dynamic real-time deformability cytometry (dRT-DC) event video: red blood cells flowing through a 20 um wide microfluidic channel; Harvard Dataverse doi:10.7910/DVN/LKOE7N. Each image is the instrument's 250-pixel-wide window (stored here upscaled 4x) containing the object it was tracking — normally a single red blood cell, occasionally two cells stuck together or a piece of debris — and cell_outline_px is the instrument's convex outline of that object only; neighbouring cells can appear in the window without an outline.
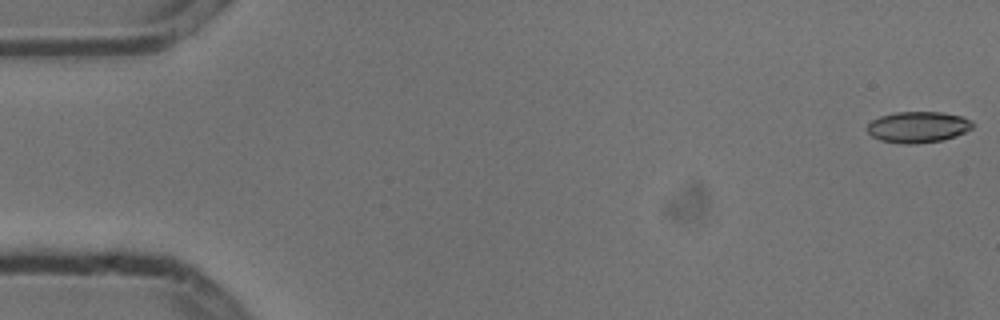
{"species": "common noctule bat (a hibernating species)", "species_latin": "Nyctalus noctula", "temperature_condition": "cold", "stored_images_in_passage": 7, "camera_frame_rate_fps": 3000, "um_per_image_px": 0.085, "animal": {"sex": "male", "body_mass_g": 13.3}, "frame": {"image": 1, "passage_image": 1, "time_ms": 0.0, "image_size_px": [1000, 320], "cell_outline_px": [[972, 128], [956, 136], [944, 140], [916, 144], [904, 144], [880, 140], [872, 136], [868, 132], [868, 124], [872, 120], [880, 116], [896, 112], [940, 112], [964, 116], [972, 120]], "centroid_in_image_um": [78.05, 10.8], "position_along_channel_um": 7.0, "area_um2": 19.19}}
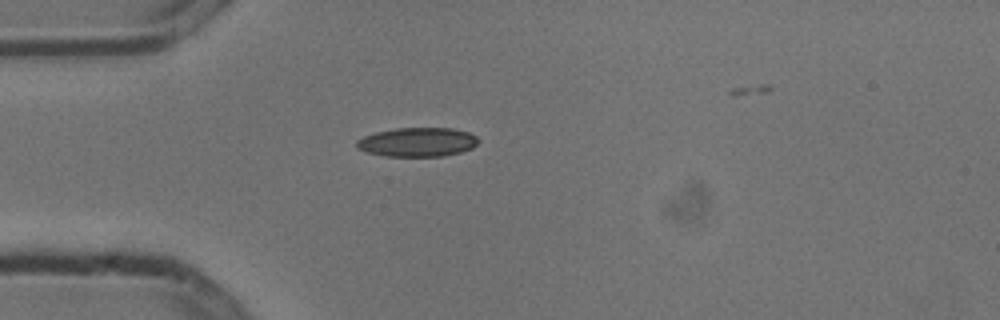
{"frame": {"image": 2, "passage_image": 5, "time_ms": 1.333, "image_size_px": [1000, 320], "cell_outline_px": [[480, 140], [472, 148], [460, 152], [444, 156], [384, 156], [368, 152], [356, 148], [356, 140], [364, 136], [376, 132], [396, 128], [452, 128], [468, 132], [476, 136]], "centroid_in_image_um": [35.48, 12.07], "position_along_channel_um": 49.5, "area_um2": 20.63}}